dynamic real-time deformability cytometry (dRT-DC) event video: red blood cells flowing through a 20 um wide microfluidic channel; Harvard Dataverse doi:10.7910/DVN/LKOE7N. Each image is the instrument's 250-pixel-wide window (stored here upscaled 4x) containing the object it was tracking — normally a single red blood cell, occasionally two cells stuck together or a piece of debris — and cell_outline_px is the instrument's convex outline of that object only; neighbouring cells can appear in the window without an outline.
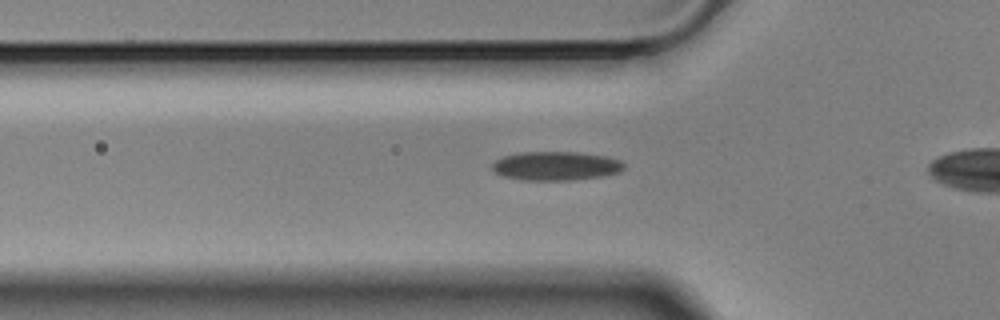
{"species": "Egyptian fruit bat (a non-hibernating species)", "species_latin": "Rousettus aegyptiacus", "temperature_condition": "cold", "stored_images_in_passage": 32, "camera_frame_rate_fps": 3000, "um_per_image_px": 0.085, "animal": {"sex": "male"}, "frame": {"image": 1, "passage_image": 5, "time_ms": 1.333, "image_size_px": [1000, 320], "cell_outline_px": [[624, 168], [620, 172], [604, 176], [568, 180], [524, 180], [504, 176], [496, 172], [492, 168], [492, 164], [496, 160], [504, 156], [520, 152], [576, 152], [604, 156], [620, 160], [624, 164]], "centroid_in_image_um": [47.26, 14.1], "position_along_channel_um": 78.5, "area_um2": 22.02}}
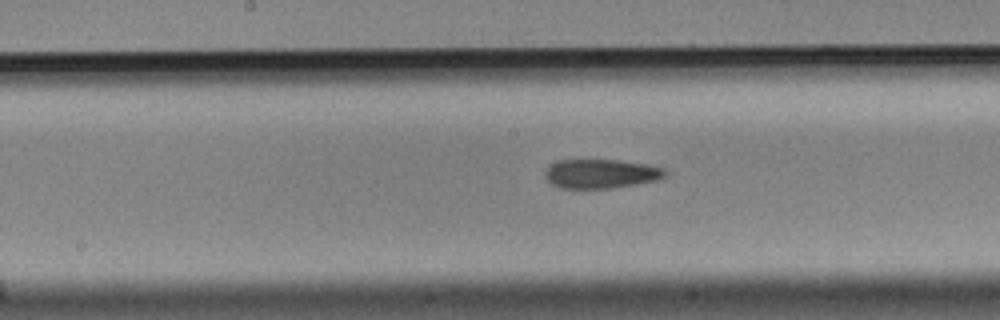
{"frame": {"image": 2, "passage_image": 15, "time_ms": 4.667, "image_size_px": [1000, 320], "cell_outline_px": [[668, 172], [660, 180], [636, 184], [608, 188], [560, 188], [552, 184], [544, 176], [544, 172], [552, 164], [560, 160], [616, 160], [648, 164], [664, 168]], "centroid_in_image_um": [51.11, 14.77], "position_along_channel_um": 197.1, "area_um2": 20.35}}
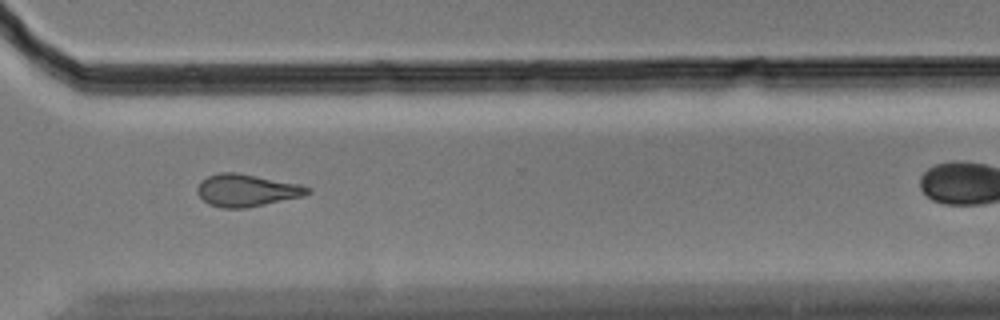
{"frame": {"image": 3, "passage_image": 28, "time_ms": 9.0, "image_size_px": [1000, 320], "cell_outline_px": [[312, 192], [304, 196], [244, 208], [224, 208], [208, 204], [196, 192], [196, 188], [200, 180], [208, 176], [220, 172], [236, 172], [300, 184], [312, 188]], "centroid_in_image_um": [20.96, 16.17], "position_along_channel_um": 349.6, "area_um2": 20.81}}